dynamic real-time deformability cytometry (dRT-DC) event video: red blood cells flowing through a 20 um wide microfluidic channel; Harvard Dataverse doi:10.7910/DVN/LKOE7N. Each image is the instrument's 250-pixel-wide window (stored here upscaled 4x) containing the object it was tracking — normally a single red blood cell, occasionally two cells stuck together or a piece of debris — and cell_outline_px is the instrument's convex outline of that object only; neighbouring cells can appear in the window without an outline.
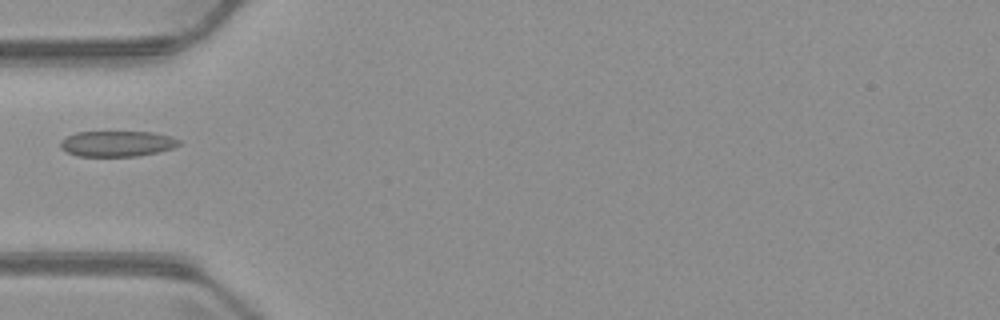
{"species": "common noctule bat (a hibernating species)", "species_latin": "Nyctalus noctula", "temperature_condition": "warm", "stored_images_in_passage": 5, "camera_frame_rate_fps": 3000, "um_per_image_px": 0.085, "animal": {"sex": "male", "body_mass_g": 23.1, "forearm_length_mm": 52.7}, "frame": {"image": 1, "passage_image": 5, "time_ms": 5.0, "image_size_px": [1000, 320], "cell_outline_px": [[180, 144], [172, 148], [156, 152], [136, 156], [76, 156], [60, 148], [60, 140], [76, 132], [152, 132], [172, 136], [180, 140]], "centroid_in_image_um": [9.94, 12.21], "position_along_channel_um": 75.1, "area_um2": 17.69}}